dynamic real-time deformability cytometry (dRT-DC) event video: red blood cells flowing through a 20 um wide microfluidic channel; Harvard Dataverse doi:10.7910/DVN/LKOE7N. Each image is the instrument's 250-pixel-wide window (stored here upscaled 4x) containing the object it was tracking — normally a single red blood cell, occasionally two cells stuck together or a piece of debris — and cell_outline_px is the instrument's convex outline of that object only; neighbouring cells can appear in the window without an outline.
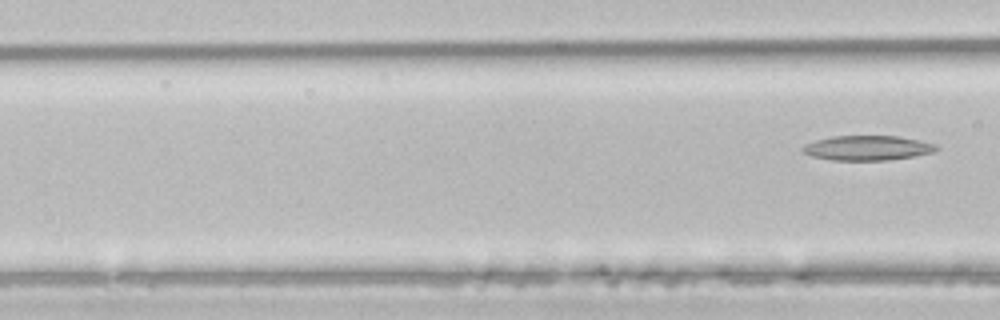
{"species": "common noctule bat (a hibernating species)", "species_latin": "Nyctalus noctula", "temperature_condition": "room temperature", "stored_images_in_passage": 6, "segment_of_instrument_passage": [2, 2], "camera_frame_rate_fps": 3000, "um_per_image_px": 0.085, "animal": {"sex": "male", "body_mass_g": 21.5, "forearm_length_mm": 52.0}, "frame": {"image": 1, "passage_image": 6, "time_ms": 1.667, "image_size_px": [1000, 320], "cell_outline_px": [[940, 148], [932, 152], [912, 156], [888, 160], [832, 160], [812, 156], [804, 152], [800, 148], [804, 144], [816, 140], [832, 136], [900, 136], [936, 144]], "centroid_in_image_um": [73.71, 12.57], "position_along_channel_um": 92.9, "area_um2": 19.19}}